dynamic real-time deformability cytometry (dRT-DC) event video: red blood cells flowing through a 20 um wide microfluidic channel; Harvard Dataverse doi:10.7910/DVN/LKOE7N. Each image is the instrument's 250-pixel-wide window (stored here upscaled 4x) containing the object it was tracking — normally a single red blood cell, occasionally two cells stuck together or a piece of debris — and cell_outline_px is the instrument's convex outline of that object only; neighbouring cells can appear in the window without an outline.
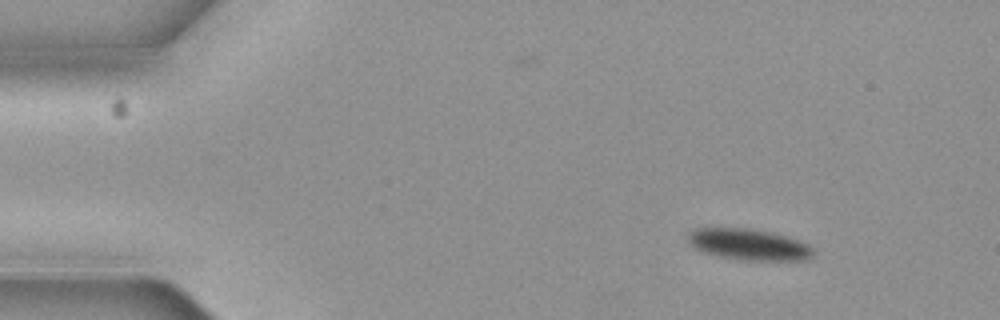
{"species": "common noctule bat (a hibernating species)", "species_latin": "Nyctalus noctula", "temperature_condition": "cold", "stored_images_in_passage": 4, "camera_frame_rate_fps": 3000, "um_per_image_px": 0.085, "animal": {"sex": "female", "body_mass_g": 19.3, "forearm_length_mm": 54.1}, "frame": {"image": 1, "passage_image": 1, "time_ms": 0.0, "image_size_px": [1000, 320], "cell_outline_px": [[816, 252], [808, 260], [740, 260], [700, 252], [688, 244], [688, 232], [696, 228], [748, 228], [768, 232], [784, 236], [808, 244]], "centroid_in_image_um": [63.6, 20.79], "position_along_channel_um": 21.4, "area_um2": 22.83}}